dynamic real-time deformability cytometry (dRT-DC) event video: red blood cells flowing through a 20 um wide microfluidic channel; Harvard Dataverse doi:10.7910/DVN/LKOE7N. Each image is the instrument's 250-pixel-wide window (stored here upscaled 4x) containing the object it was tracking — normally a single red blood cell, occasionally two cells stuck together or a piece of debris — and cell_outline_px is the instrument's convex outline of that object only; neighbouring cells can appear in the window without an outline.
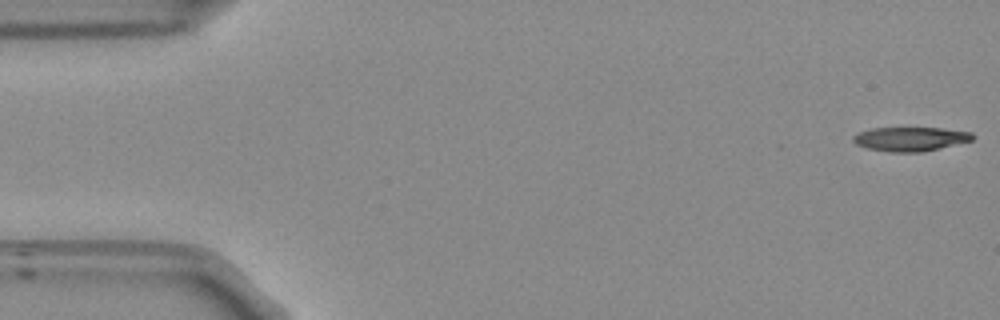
{"species": "Egyptian fruit bat (a non-hibernating species)", "species_latin": "Rousettus aegyptiacus", "temperature_condition": "room temperature", "stored_images_in_passage": 53, "camera_frame_rate_fps": 3000, "um_per_image_px": 0.085, "frame": {"image": 1, "passage_image": 1, "time_ms": 0.0, "image_size_px": [1000, 320], "cell_outline_px": [[976, 136], [972, 140], [924, 152], [888, 152], [868, 148], [856, 144], [852, 140], [852, 136], [860, 132], [872, 128], [940, 128], [972, 132]], "centroid_in_image_um": [77.39, 11.81], "position_along_channel_um": 7.6, "area_um2": 16.76}}
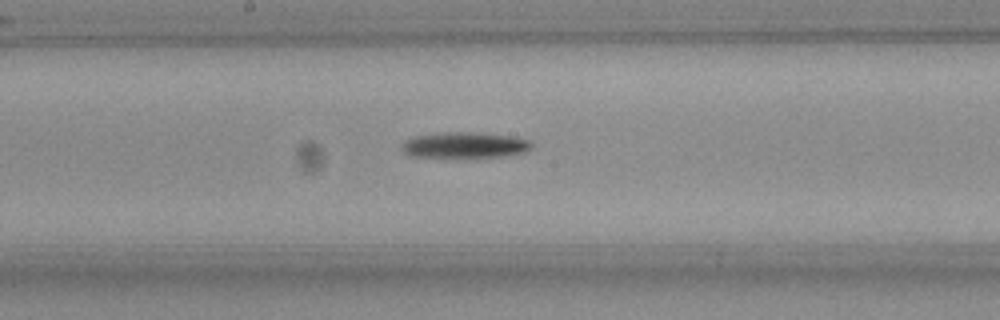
{"frame": {"image": 2, "passage_image": 27, "time_ms": 8.667, "image_size_px": [1000, 320], "cell_outline_px": [[532, 148], [524, 152], [504, 156], [412, 156], [404, 152], [400, 148], [400, 144], [404, 140], [412, 136], [436, 132], [472, 132], [512, 136], [528, 140], [532, 144]], "centroid_in_image_um": [39.44, 12.3], "position_along_channel_um": 208.8, "area_um2": 19.42}}
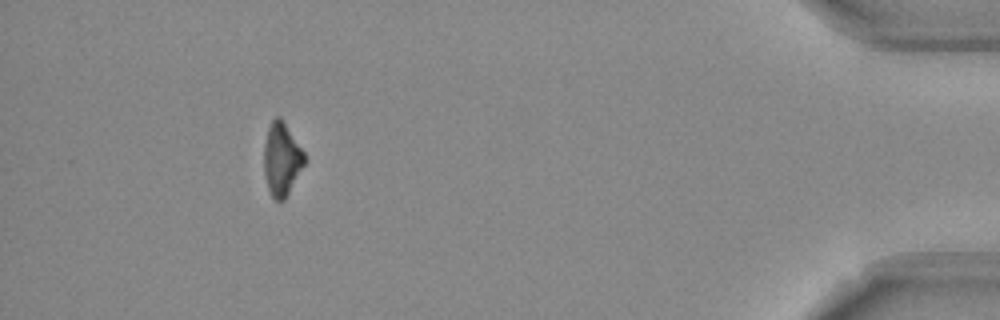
{"frame": {"image": 3, "passage_image": 48, "time_ms": 15.667, "image_size_px": [1000, 320], "cell_outline_px": [[304, 164], [284, 200], [276, 200], [272, 196], [268, 188], [264, 176], [264, 144], [268, 128], [272, 120], [276, 116], [280, 116], [304, 152]], "centroid_in_image_um": [23.92, 13.51], "position_along_channel_um": 411.3, "area_um2": 16.88}, "authors_computed_cell_mechanics": {"area_um2": 18.1492, "velocity_mm_per_s": 3.82, "shape_relaxation_time_tau1_ms": 5.9397, "shape_relaxation_time_tau2_ms": null, "deformation_change_tau1": 0.153, "deformation_change_tau2": null}}